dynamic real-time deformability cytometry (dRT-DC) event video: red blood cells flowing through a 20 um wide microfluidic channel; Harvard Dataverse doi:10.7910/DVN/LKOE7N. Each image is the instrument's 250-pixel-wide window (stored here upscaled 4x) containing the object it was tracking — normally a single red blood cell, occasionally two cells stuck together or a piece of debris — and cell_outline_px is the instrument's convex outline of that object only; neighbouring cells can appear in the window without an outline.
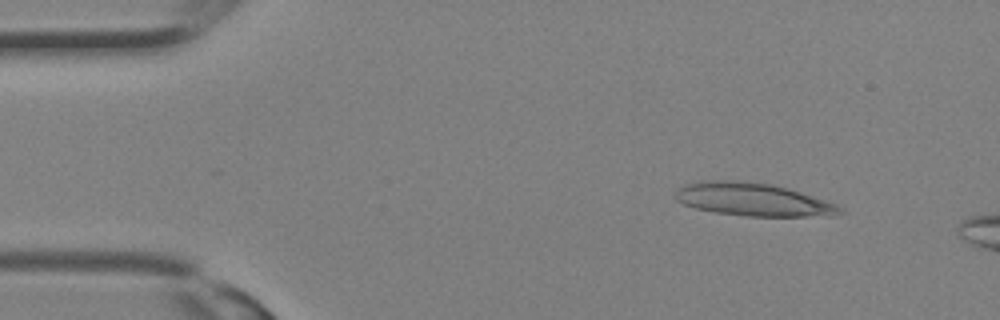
{"species": "Egyptian fruit bat (a non-hibernating species)", "species_latin": "Rousettus aegyptiacus", "temperature_condition": "room temperature", "stored_images_in_passage": 8, "camera_frame_rate_fps": 3000, "um_per_image_px": 0.085, "animal": {"sex": "female"}, "frame": {"image": 1, "passage_image": 3, "time_ms": 0.667, "image_size_px": [1000, 320], "cell_outline_px": [[844, 212], [804, 216], [744, 216], [716, 212], [696, 208], [684, 204], [676, 200], [676, 192], [680, 188], [688, 184], [712, 180], [724, 180], [772, 184], [788, 188], [836, 204], [844, 208]], "centroid_in_image_um": [63.98, 16.96], "position_along_channel_um": 21.0, "area_um2": 30.75}}